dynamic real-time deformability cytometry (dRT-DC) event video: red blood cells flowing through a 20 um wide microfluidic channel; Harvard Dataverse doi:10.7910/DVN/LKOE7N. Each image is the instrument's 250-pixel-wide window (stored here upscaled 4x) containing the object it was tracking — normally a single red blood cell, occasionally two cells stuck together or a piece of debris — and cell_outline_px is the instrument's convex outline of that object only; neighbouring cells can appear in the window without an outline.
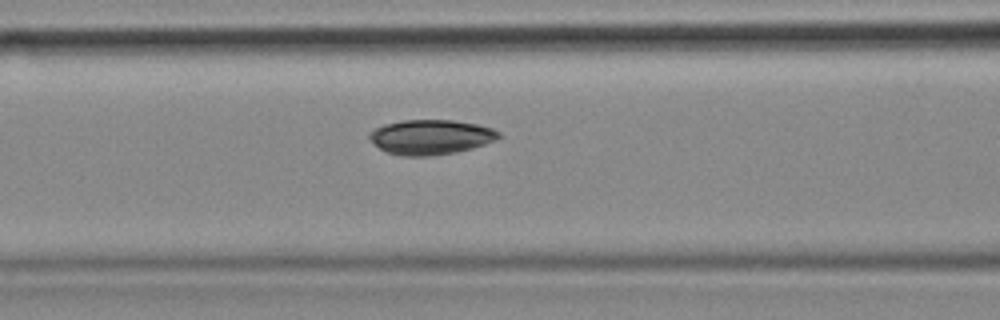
{"species": "common noctule bat (a hibernating species)", "species_latin": "Nyctalus noctula", "temperature_condition": "cold", "stored_images_in_passage": 18, "camera_frame_rate_fps": 3000, "um_per_image_px": 0.085, "animal": {"sex": "female", "body_mass_g": 18.4}, "frame": {"image": 1, "passage_image": 13, "time_ms": 4.0, "image_size_px": [1000, 320], "cell_outline_px": [[500, 136], [496, 140], [472, 148], [456, 152], [428, 156], [400, 156], [388, 152], [380, 148], [368, 136], [368, 132], [384, 124], [404, 120], [452, 120], [476, 124], [492, 128], [500, 132]], "centroid_in_image_um": [36.62, 11.64], "position_along_channel_um": 130.0, "area_um2": 26.07}}
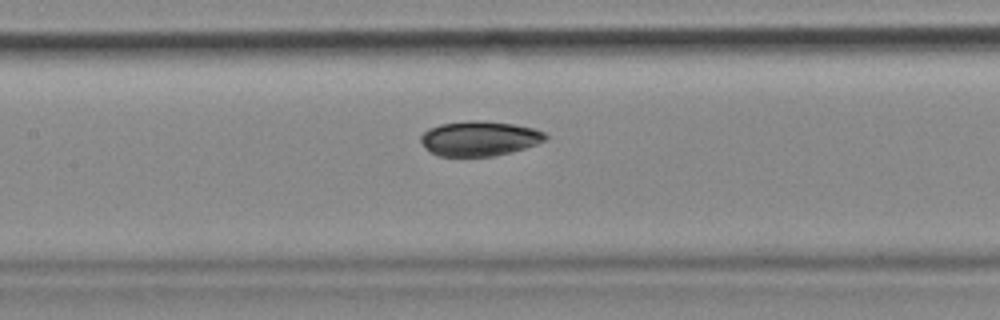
{"frame": {"image": 2, "passage_image": 16, "time_ms": 5.0, "image_size_px": [1000, 320], "cell_outline_px": [[548, 136], [544, 140], [536, 144], [512, 152], [492, 156], [440, 156], [424, 148], [420, 140], [420, 136], [428, 128], [440, 124], [472, 120], [476, 120], [516, 124], [536, 128], [544, 132]], "centroid_in_image_um": [40.75, 11.76], "position_along_channel_um": 166.7, "area_um2": 25.37}}